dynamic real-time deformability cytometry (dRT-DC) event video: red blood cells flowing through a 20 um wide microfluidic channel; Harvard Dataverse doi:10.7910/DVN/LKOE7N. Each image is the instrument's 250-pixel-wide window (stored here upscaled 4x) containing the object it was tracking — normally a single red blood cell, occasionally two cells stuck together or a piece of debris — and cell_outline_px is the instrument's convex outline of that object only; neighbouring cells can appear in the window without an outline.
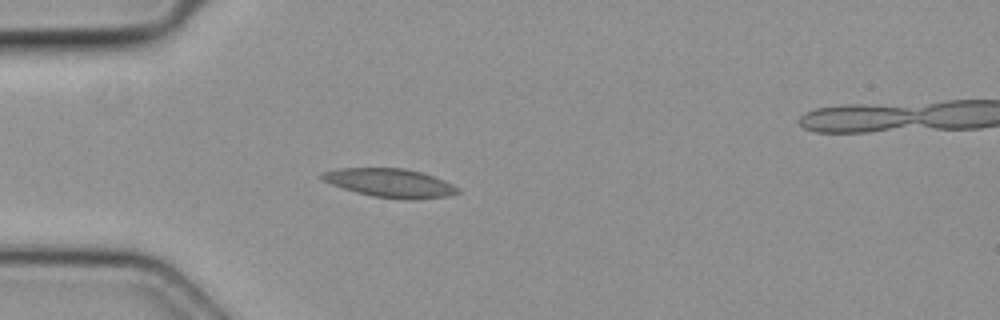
{"species": "common noctule bat (a hibernating species)", "species_latin": "Nyctalus noctula", "temperature_condition": "cold", "stored_images_in_passage": 4, "camera_frame_rate_fps": 3000, "um_per_image_px": 0.085, "animal": {"sex": "female", "body_mass_g": 19.3, "forearm_length_mm": 54.1}, "frame": {"image": 1, "passage_image": 3, "time_ms": 0.667, "image_size_px": [1000, 320], "cell_outline_px": [[460, 192], [448, 196], [416, 200], [404, 200], [372, 196], [356, 192], [332, 184], [324, 180], [320, 176], [324, 172], [340, 168], [404, 168], [420, 172], [444, 180], [460, 188]], "centroid_in_image_um": [33.21, 15.56], "position_along_channel_um": 51.8, "area_um2": 22.6}}